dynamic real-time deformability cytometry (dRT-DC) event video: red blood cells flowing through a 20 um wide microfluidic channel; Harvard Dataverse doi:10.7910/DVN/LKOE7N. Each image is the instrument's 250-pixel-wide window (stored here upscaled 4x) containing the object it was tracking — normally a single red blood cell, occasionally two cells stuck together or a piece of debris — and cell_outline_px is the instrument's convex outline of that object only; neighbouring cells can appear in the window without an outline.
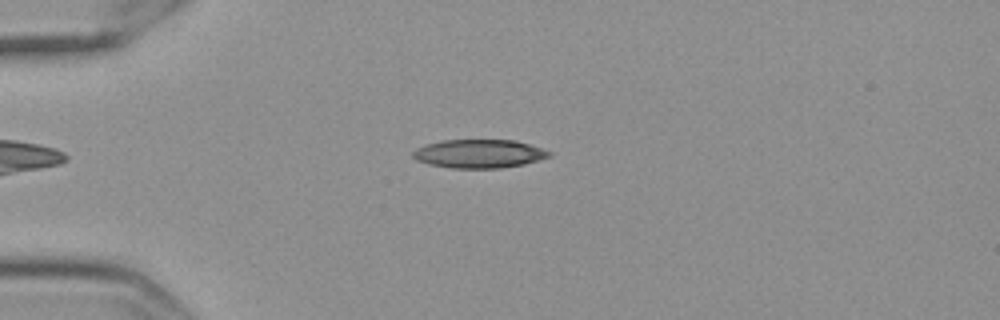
{"species": "Egyptian fruit bat (a non-hibernating species)", "species_latin": "Rousettus aegyptiacus", "temperature_condition": "cold", "stored_images_in_passage": 54, "camera_frame_rate_fps": 3000, "um_per_image_px": 0.085, "frame": {"image": 1, "passage_image": 12, "time_ms": 3.667, "image_size_px": [1000, 320], "cell_outline_px": [[552, 156], [524, 164], [500, 168], [452, 168], [428, 164], [416, 160], [412, 156], [412, 152], [416, 148], [424, 144], [444, 140], [516, 140], [552, 152]], "centroid_in_image_um": [40.7, 13.06], "position_along_channel_um": 44.3, "area_um2": 22.72}}
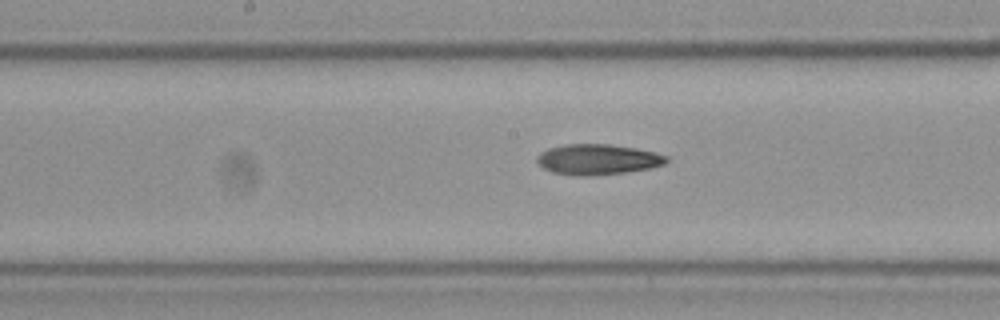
{"frame": {"image": 2, "passage_image": 27, "time_ms": 8.667, "image_size_px": [1000, 320], "cell_outline_px": [[668, 160], [664, 164], [648, 168], [624, 172], [552, 172], [544, 168], [536, 160], [536, 156], [540, 152], [548, 148], [568, 144], [608, 144], [636, 148], [656, 152], [668, 156]], "centroid_in_image_um": [50.84, 13.48], "position_along_channel_um": 197.4, "area_um2": 21.73}}
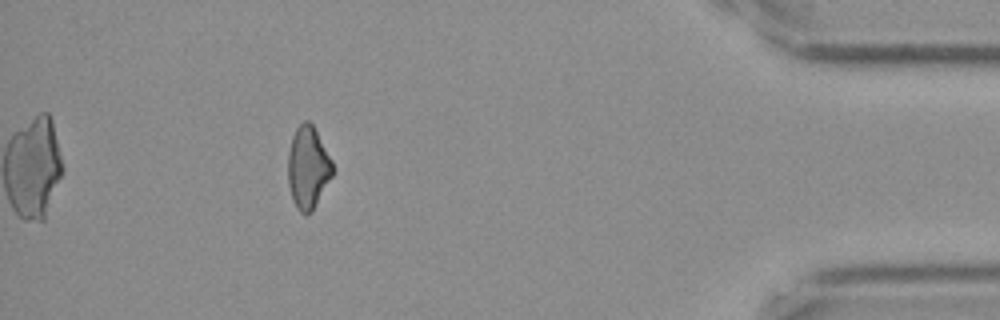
{"frame": {"image": 3, "passage_image": 49, "time_ms": 16.0, "image_size_px": [1000, 320], "cell_outline_px": [[336, 168], [332, 176], [312, 212], [300, 212], [296, 208], [292, 200], [288, 184], [288, 152], [292, 136], [296, 128], [304, 120], [308, 120], [312, 124], [332, 160]], "centroid_in_image_um": [26.18, 14.24], "position_along_channel_um": 409.0, "area_um2": 21.5}}